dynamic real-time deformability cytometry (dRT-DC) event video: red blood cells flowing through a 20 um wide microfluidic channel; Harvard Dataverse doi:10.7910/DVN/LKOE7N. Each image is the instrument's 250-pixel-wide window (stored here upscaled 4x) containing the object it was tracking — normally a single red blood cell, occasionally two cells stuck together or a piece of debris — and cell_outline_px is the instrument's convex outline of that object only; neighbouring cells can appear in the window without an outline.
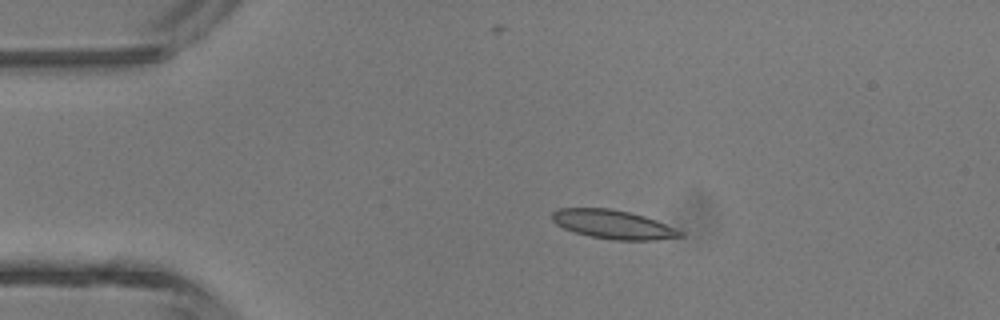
{"species": "common noctule bat (a hibernating species)", "species_latin": "Nyctalus noctula", "temperature_condition": "room temperature", "stored_images_in_passage": 4, "camera_frame_rate_fps": 3000, "um_per_image_px": 0.085, "animal": {"sex": "male", "body_mass_g": 13.3}, "frame": {"image": 1, "passage_image": 3, "time_ms": 2.333, "image_size_px": [1000, 320], "cell_outline_px": [[684, 236], [652, 240], [616, 240], [592, 236], [576, 232], [564, 228], [556, 224], [552, 220], [552, 212], [556, 208], [612, 208], [632, 212], [656, 220], [684, 232]], "centroid_in_image_um": [52.11, 19.06], "position_along_channel_um": 32.9, "area_um2": 21.44}}